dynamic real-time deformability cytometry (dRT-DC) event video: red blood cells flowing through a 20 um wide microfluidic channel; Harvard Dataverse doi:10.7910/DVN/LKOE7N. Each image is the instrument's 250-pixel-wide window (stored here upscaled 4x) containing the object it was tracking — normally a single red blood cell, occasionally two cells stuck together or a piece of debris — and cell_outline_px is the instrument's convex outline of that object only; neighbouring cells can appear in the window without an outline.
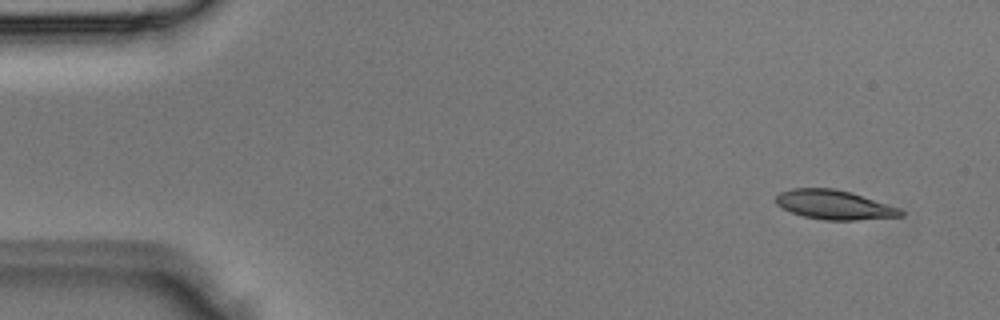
{"species": "Egyptian fruit bat (a non-hibernating species)", "species_latin": "Rousettus aegyptiacus", "temperature_condition": "room temperature", "stored_images_in_passage": 5, "camera_frame_rate_fps": 3000, "um_per_image_px": 0.085, "animal": {"sex": "male"}, "frame": {"image": 1, "passage_image": 1, "time_ms": 0.0, "image_size_px": [1000, 320], "cell_outline_px": [[904, 216], [856, 220], [824, 220], [804, 216], [792, 212], [776, 204], [776, 196], [780, 192], [792, 188], [832, 188], [852, 192], [900, 208], [904, 212]], "centroid_in_image_um": [70.94, 17.4], "position_along_channel_um": 14.1, "area_um2": 21.27}}
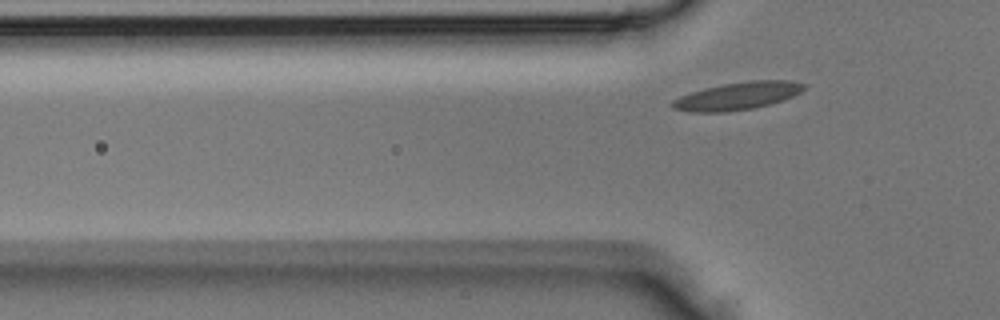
{"frame": {"image": 2, "passage_image": 5, "time_ms": 1.333, "image_size_px": [1000, 320], "cell_outline_px": [[804, 88], [800, 92], [784, 100], [752, 108], [724, 112], [688, 112], [672, 108], [672, 100], [680, 96], [704, 88], [724, 84], [752, 80], [792, 80], [804, 84]], "centroid_in_image_um": [62.67, 8.15], "position_along_channel_um": 63.1, "area_um2": 20.98}}